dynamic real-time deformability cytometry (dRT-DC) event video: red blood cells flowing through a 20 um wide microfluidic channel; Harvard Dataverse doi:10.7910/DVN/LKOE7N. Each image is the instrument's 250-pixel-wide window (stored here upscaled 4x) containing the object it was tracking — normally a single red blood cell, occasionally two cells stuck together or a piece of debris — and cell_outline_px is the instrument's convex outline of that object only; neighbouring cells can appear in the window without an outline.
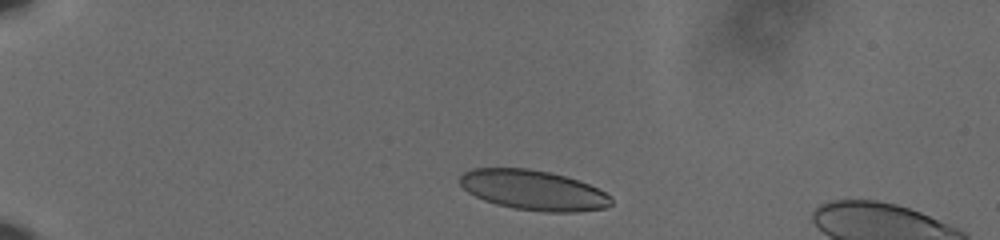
{"species": "human", "species_latin": "Homo sapiens", "temperature_condition": "cold", "stored_images_in_passage": 43, "camera_frame_rate_fps": 3000, "um_per_image_px": 0.085, "donor": {"sex": "male"}, "frame": {"image": 1, "passage_image": 2, "time_ms": 0.333, "image_size_px": [1000, 240], "cell_outline_px": [[612, 204], [604, 208], [576, 212], [544, 212], [512, 208], [496, 204], [484, 200], [468, 192], [460, 184], [460, 176], [464, 172], [472, 168], [528, 168], [548, 172], [580, 180], [612, 196]], "centroid_in_image_um": [45.34, 16.16], "position_along_channel_um": 39.7, "area_um2": 35.26}}
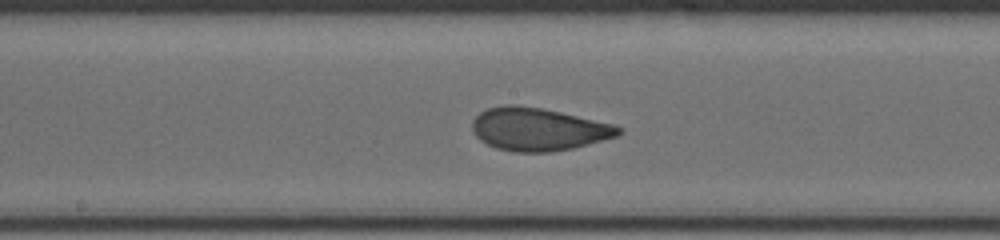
{"frame": {"image": 2, "passage_image": 21, "time_ms": 6.667, "image_size_px": [1000, 240], "cell_outline_px": [[624, 132], [616, 136], [588, 144], [572, 148], [552, 152], [516, 152], [496, 148], [480, 140], [472, 132], [472, 120], [480, 112], [488, 108], [504, 104], [512, 104], [540, 108], [560, 112], [616, 124], [624, 128]], "centroid_in_image_um": [45.76, 10.98], "position_along_channel_um": 202.4, "area_um2": 36.65}}
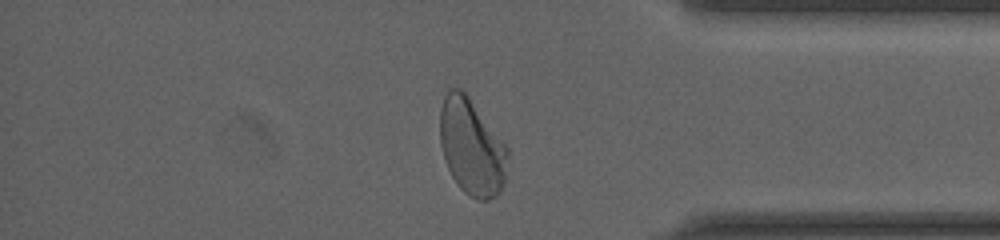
{"frame": {"image": 3, "passage_image": 38, "time_ms": 12.333, "image_size_px": [1000, 240], "cell_outline_px": [[508, 156], [504, 180], [500, 192], [496, 196], [488, 200], [476, 200], [468, 196], [460, 188], [452, 176], [444, 160], [440, 144], [440, 108], [444, 96], [448, 88], [460, 88], [468, 96], [508, 148]], "centroid_in_image_um": [40.07, 12.51], "position_along_channel_um": 395.1, "area_um2": 37.97}, "authors_computed_cell_mechanics": {"area_um2": 36.0672, "velocity_mm_per_s": 3.6092, "shape_relaxation_time_tau1_ms": 4.0137, "shape_relaxation_time_tau2_ms": 0.9187, "deformation_change_tau1": 0.1481, "deformation_change_tau2": 0.0479}}